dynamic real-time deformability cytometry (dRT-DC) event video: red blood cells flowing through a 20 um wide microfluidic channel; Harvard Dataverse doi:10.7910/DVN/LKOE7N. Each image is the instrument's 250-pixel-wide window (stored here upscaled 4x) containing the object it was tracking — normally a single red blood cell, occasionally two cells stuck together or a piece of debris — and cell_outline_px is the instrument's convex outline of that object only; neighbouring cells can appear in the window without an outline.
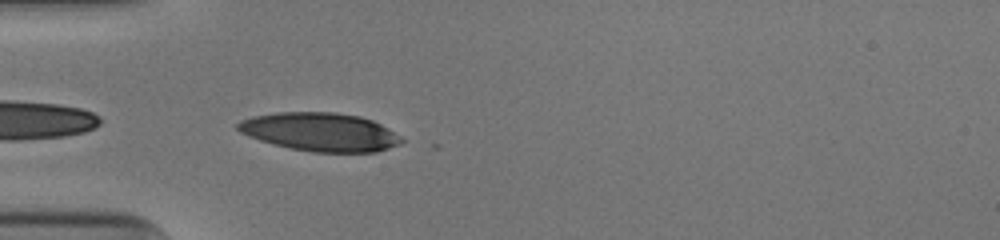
{"species": "human", "species_latin": "Homo sapiens", "temperature_condition": "cold", "stored_images_in_passage": 36, "camera_frame_rate_fps": 3000, "um_per_image_px": 0.085, "donor": {"sex": "male"}, "frame": {"image": 1, "passage_image": 1, "time_ms": 0.0, "image_size_px": [1000, 240], "cell_outline_px": [[408, 140], [400, 144], [376, 152], [312, 152], [272, 144], [248, 136], [240, 132], [236, 128], [236, 124], [240, 120], [252, 116], [280, 112], [332, 112], [360, 116], [372, 120], [388, 128]], "centroid_in_image_um": [27.23, 11.21], "position_along_channel_um": 57.8, "area_um2": 36.82}}
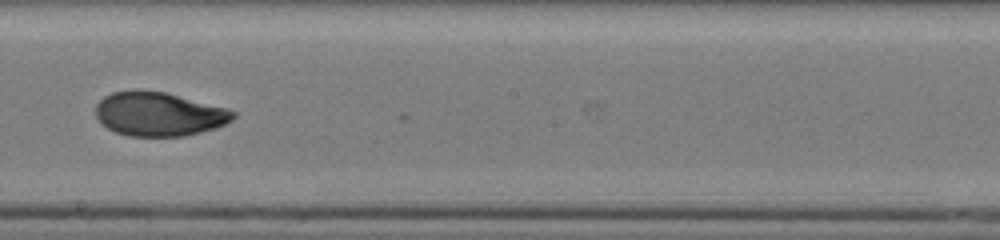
{"frame": {"image": 2, "passage_image": 15, "time_ms": 4.667, "image_size_px": [1000, 240], "cell_outline_px": [[236, 116], [232, 120], [216, 128], [184, 136], [128, 136], [116, 132], [108, 128], [96, 116], [96, 104], [104, 96], [112, 92], [136, 88], [140, 88], [164, 92], [224, 108], [236, 112]], "centroid_in_image_um": [13.47, 9.68], "position_along_channel_um": 234.7, "area_um2": 35.14}}
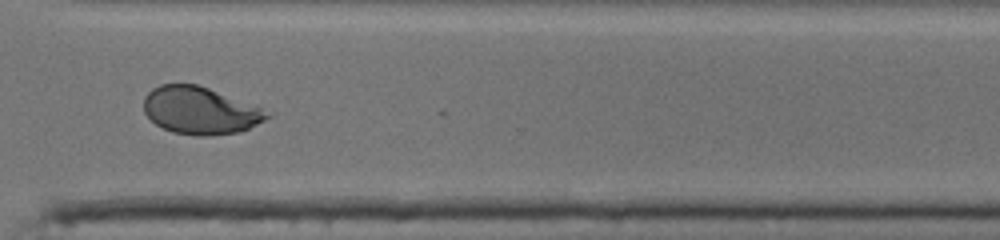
{"frame": {"image": 3, "passage_image": 24, "time_ms": 7.667, "image_size_px": [1000, 240], "cell_outline_px": [[276, 112], [272, 116], [248, 128], [236, 132], [212, 136], [196, 136], [172, 132], [156, 124], [144, 112], [144, 96], [152, 88], [160, 84], [196, 84], [208, 88]], "centroid_in_image_um": [17.05, 9.39], "position_along_channel_um": 353.6, "area_um2": 34.22}, "authors_computed_cell_mechanics": {"area_um2": 35.4314, "velocity_mm_per_s": 3.9487, "shape_relaxation_time_tau1_ms": 6.3324, "shape_relaxation_time_tau2_ms": 1.7161, "deformation_change_tau1": 0.247, "deformation_change_tau2": 0.0464}}